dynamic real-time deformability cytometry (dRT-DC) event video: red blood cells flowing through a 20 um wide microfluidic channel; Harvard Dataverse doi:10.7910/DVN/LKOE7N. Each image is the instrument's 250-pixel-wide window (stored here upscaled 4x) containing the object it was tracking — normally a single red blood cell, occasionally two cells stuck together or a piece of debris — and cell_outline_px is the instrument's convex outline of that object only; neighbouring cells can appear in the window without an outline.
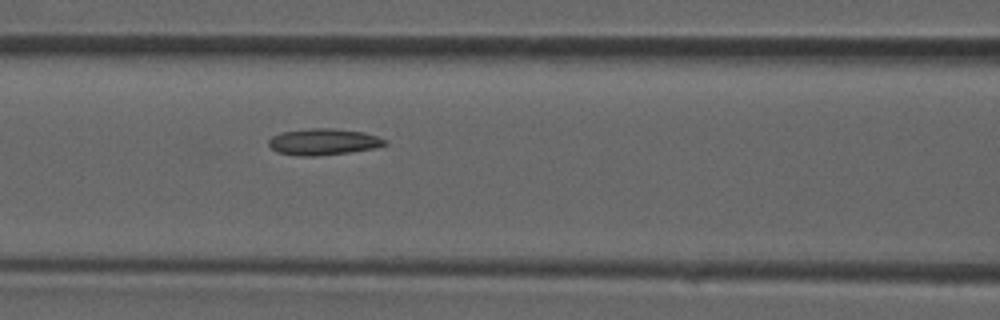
{"species": "common noctule bat (a hibernating species)", "species_latin": "Nyctalus noctula", "temperature_condition": "room temperature", "stored_images_in_passage": 27, "camera_frame_rate_fps": 3000, "um_per_image_px": 0.085, "animal": {"sex": "male", "forearm_length_mm": 52.5}, "frame": {"image": 1, "passage_image": 5, "time_ms": 1.333, "image_size_px": [1000, 320], "cell_outline_px": [[388, 144], [376, 148], [320, 156], [300, 156], [276, 152], [268, 144], [268, 140], [272, 136], [280, 132], [312, 128], [332, 128], [364, 132], [388, 140]], "centroid_in_image_um": [27.49, 12.05], "position_along_channel_um": 139.1, "area_um2": 18.03}}
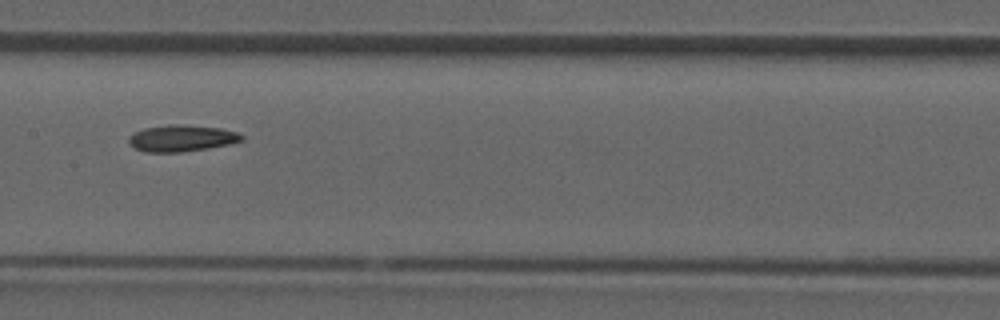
{"frame": {"image": 2, "passage_image": 8, "time_ms": 2.333, "image_size_px": [1000, 320], "cell_outline_px": [[244, 140], [228, 144], [208, 148], [180, 152], [144, 152], [136, 148], [128, 140], [128, 136], [132, 132], [144, 128], [168, 124], [220, 128], [236, 132], [244, 136]], "centroid_in_image_um": [15.41, 11.75], "position_along_channel_um": 192.0, "area_um2": 17.28}}